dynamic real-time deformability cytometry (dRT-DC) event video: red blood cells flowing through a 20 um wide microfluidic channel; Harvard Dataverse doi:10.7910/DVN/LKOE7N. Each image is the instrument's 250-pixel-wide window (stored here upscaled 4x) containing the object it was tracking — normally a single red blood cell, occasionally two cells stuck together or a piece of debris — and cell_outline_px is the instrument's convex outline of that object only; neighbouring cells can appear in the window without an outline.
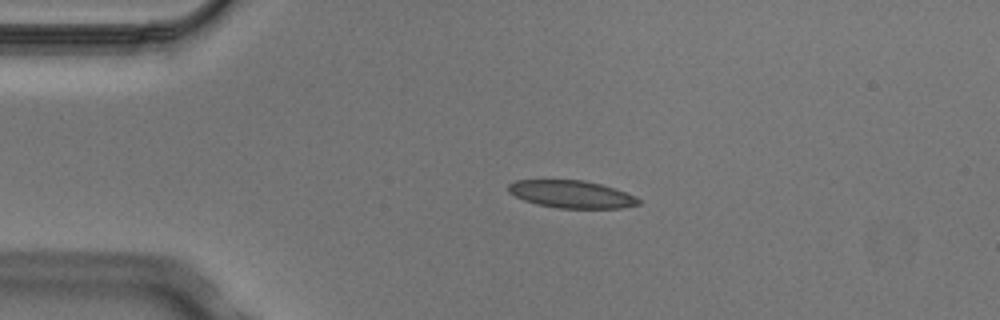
{"species": "Egyptian fruit bat (a non-hibernating species)", "species_latin": "Rousettus aegyptiacus", "temperature_condition": "cold", "stored_images_in_passage": 3, "camera_frame_rate_fps": 3000, "um_per_image_px": 0.085, "animal": {"sex": "male"}, "frame": {"image": 1, "passage_image": 2, "time_ms": 0.333, "image_size_px": [1000, 320], "cell_outline_px": [[640, 204], [620, 208], [556, 208], [536, 204], [524, 200], [508, 192], [508, 184], [516, 180], [584, 180], [600, 184], [636, 196], [640, 200]], "centroid_in_image_um": [48.55, 16.51], "position_along_channel_um": 36.4, "area_um2": 20.75}}